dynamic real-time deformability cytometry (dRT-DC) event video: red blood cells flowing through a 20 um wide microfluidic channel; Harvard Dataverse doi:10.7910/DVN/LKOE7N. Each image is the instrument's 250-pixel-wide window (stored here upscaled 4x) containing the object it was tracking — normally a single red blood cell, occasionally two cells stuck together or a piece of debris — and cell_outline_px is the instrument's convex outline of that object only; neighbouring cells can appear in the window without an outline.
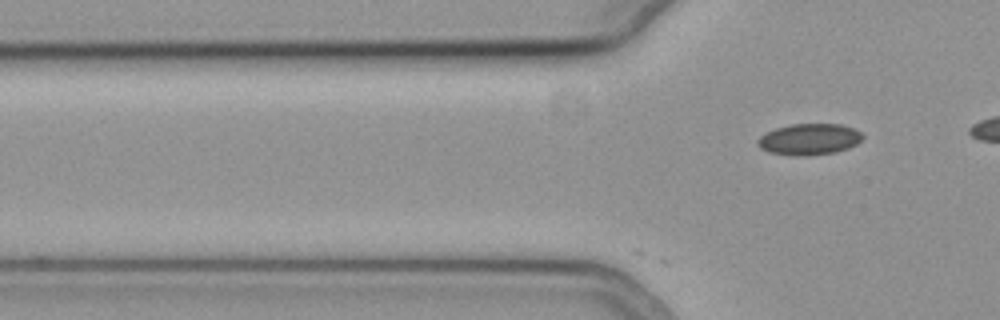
{"species": "common noctule bat (a hibernating species)", "species_latin": "Nyctalus noctula", "temperature_condition": "cold", "stored_images_in_passage": 5, "camera_frame_rate_fps": 3000, "um_per_image_px": 0.085, "animal": {"sex": "female", "body_mass_g": 19.3, "forearm_length_mm": 54.1}, "frame": {"image": 1, "passage_image": 5, "time_ms": 1.333, "image_size_px": [1000, 320], "cell_outline_px": [[864, 136], [856, 144], [848, 148], [836, 152], [804, 156], [792, 156], [768, 152], [760, 148], [756, 144], [756, 140], [760, 136], [776, 128], [792, 124], [840, 124], [852, 128], [860, 132]], "centroid_in_image_um": [68.75, 11.85], "position_along_channel_um": 57.0, "area_um2": 19.13}}